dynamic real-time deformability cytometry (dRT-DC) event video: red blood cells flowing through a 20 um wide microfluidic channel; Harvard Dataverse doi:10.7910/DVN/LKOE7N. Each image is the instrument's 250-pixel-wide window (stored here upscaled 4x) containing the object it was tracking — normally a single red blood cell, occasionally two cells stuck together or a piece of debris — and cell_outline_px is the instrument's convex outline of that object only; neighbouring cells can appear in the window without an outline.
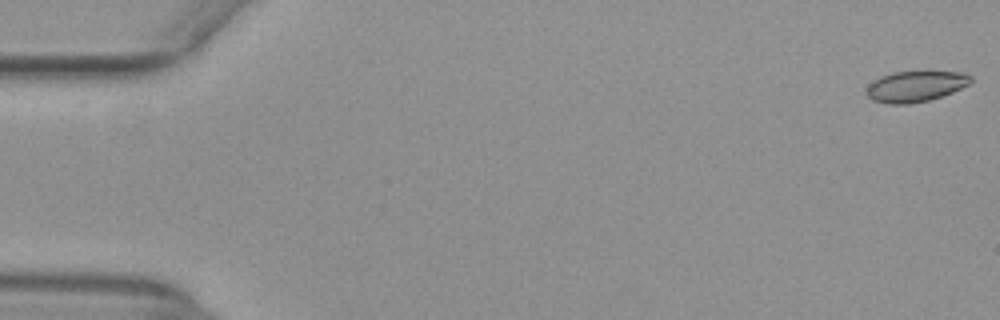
{"species": "common noctule bat (a hibernating species)", "species_latin": "Nyctalus noctula", "temperature_condition": "warm", "stored_images_in_passage": 53, "camera_frame_rate_fps": 3000, "um_per_image_px": 0.085, "animal": {"sex": "female", "body_mass_g": 29.2, "forearm_length_mm": 56.3}, "frame": {"image": 1, "passage_image": 1, "time_ms": 0.0, "image_size_px": [1000, 320], "cell_outline_px": [[972, 80], [968, 84], [952, 92], [928, 100], [908, 104], [888, 104], [872, 100], [868, 96], [868, 84], [880, 76], [892, 72], [928, 68], [964, 72], [972, 76]], "centroid_in_image_um": [77.86, 7.27], "position_along_channel_um": 7.1, "area_um2": 19.54}}
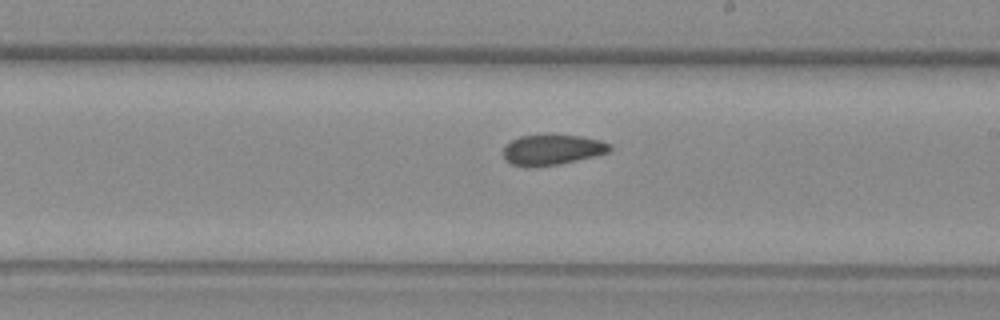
{"frame": {"image": 2, "passage_image": 31, "time_ms": 10.0, "image_size_px": [1000, 320], "cell_outline_px": [[612, 148], [608, 152], [592, 156], [556, 164], [524, 168], [512, 164], [504, 160], [504, 148], [512, 140], [520, 136], [584, 136], [600, 140], [608, 144]], "centroid_in_image_um": [46.89, 12.74], "position_along_channel_um": 242.1, "area_um2": 18.32}}
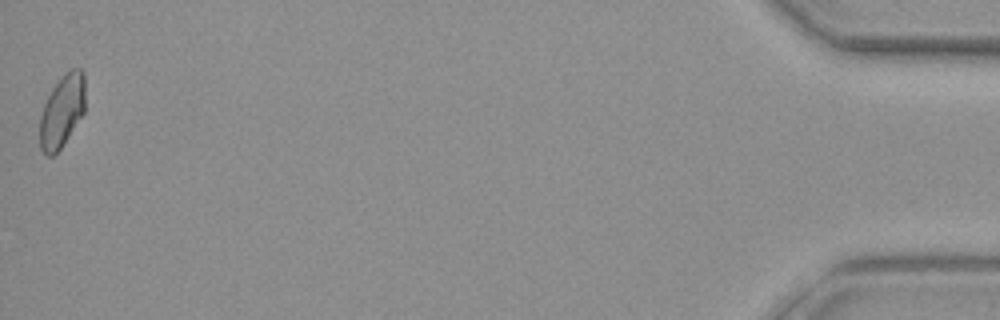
{"frame": {"image": 3, "passage_image": 53, "time_ms": 17.333, "image_size_px": [1000, 320], "cell_outline_px": [[84, 112], [60, 148], [52, 156], [48, 156], [40, 148], [40, 116], [44, 104], [52, 88], [72, 68], [80, 68], [84, 72]], "centroid_in_image_um": [5.27, 9.44], "position_along_channel_um": 429.9, "area_um2": 18.67}, "authors_computed_cell_mechanics": {"area_um2": 19.4786, "velocity_mm_per_s": 3.945, "shape_relaxation_time_tau1_ms": 9.2112, "shape_relaxation_time_tau2_ms": 2.297, "deformation_change_tau1": 0.1335, "deformation_change_tau2": 0.0482}}